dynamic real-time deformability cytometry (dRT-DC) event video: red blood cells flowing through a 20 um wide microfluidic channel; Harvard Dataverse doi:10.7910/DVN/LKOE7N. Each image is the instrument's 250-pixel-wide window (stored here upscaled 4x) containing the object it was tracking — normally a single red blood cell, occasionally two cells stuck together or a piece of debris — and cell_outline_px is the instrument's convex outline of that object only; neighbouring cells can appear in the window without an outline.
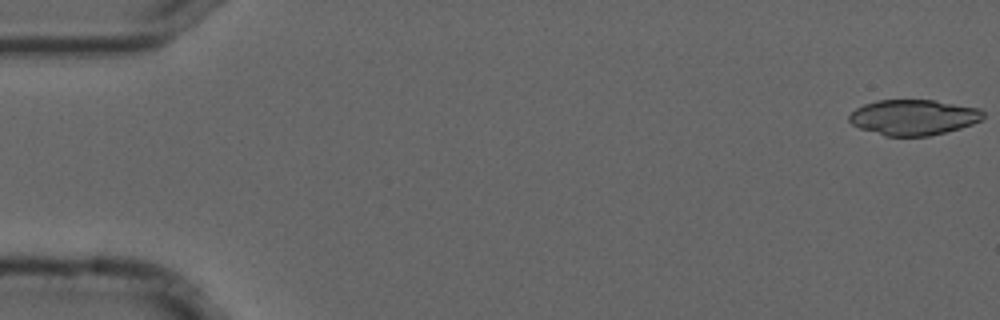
{"species": "common noctule bat (a hibernating species)", "species_latin": "Nyctalus noctula", "temperature_condition": "cold", "stored_images_in_passage": 54, "camera_frame_rate_fps": 3000, "um_per_image_px": 0.085, "animal": {"sex": "male", "forearm_length_mm": 52.5}, "frame": {"image": 1, "passage_image": 1, "time_ms": 0.0, "image_size_px": [1000, 320], "cell_outline_px": [[984, 116], [980, 120], [972, 124], [960, 128], [928, 136], [884, 136], [860, 128], [852, 124], [848, 120], [848, 116], [856, 108], [864, 104], [876, 100], [932, 100], [980, 108], [984, 112]], "centroid_in_image_um": [77.63, 9.97], "position_along_channel_um": 7.4, "area_um2": 27.69}}